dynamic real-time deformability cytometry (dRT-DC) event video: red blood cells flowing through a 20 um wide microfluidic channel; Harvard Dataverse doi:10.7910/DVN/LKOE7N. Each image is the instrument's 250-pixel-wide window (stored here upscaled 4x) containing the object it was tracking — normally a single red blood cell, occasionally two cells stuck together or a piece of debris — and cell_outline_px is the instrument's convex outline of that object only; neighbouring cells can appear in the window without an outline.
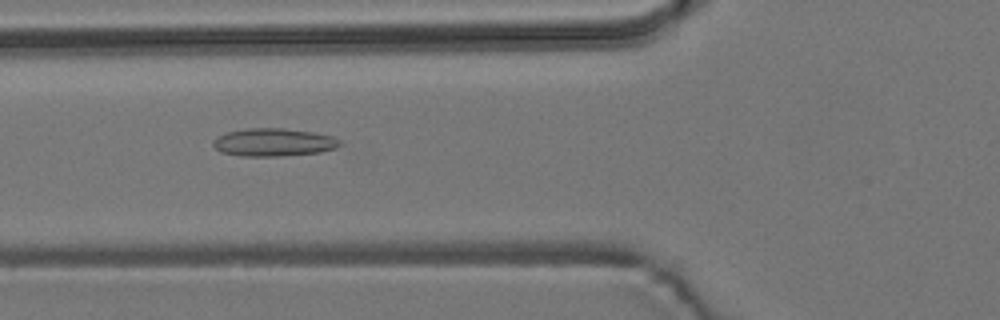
{"species": "common noctule bat (a hibernating species)", "species_latin": "Nyctalus noctula", "temperature_condition": "room temperature", "stored_images_in_passage": 44, "camera_frame_rate_fps": 3000, "um_per_image_px": 0.085, "animal": {"sex": "male", "body_mass_g": 19.2, "forearm_length_mm": 51.8}, "frame": {"image": 1, "passage_image": 10, "time_ms": 3.0, "image_size_px": [1000, 320], "cell_outline_px": [[344, 144], [336, 148], [320, 152], [280, 156], [240, 156], [220, 152], [212, 144], [212, 140], [228, 132], [244, 128], [284, 128], [312, 132], [332, 136], [340, 140]], "centroid_in_image_um": [23.27, 12.1], "position_along_channel_um": 102.5, "area_um2": 20.69}}
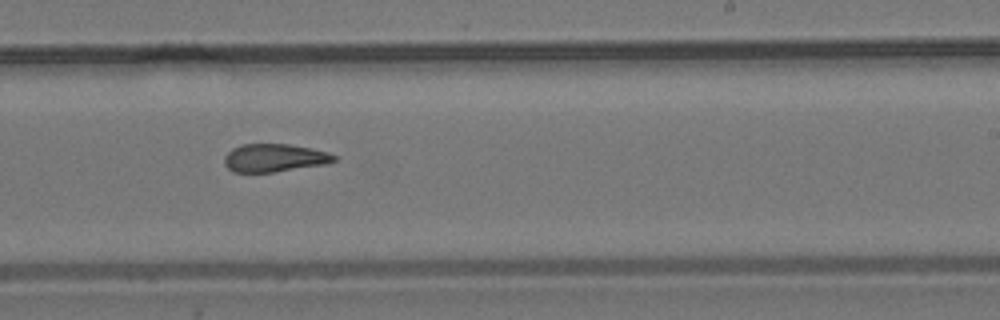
{"frame": {"image": 2, "passage_image": 23, "time_ms": 7.333, "image_size_px": [1000, 320], "cell_outline_px": [[336, 160], [328, 164], [272, 172], [232, 172], [224, 164], [224, 156], [232, 148], [240, 144], [288, 144], [312, 148], [328, 152], [336, 156]], "centroid_in_image_um": [23.32, 13.42], "position_along_channel_um": 265.7, "area_um2": 18.03}}
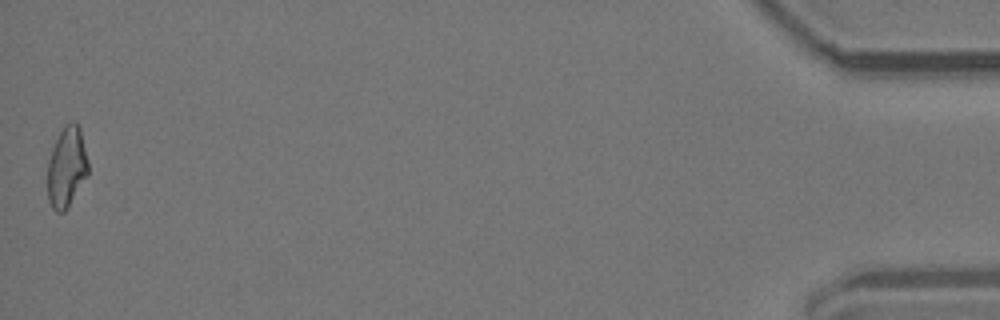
{"frame": {"image": 3, "passage_image": 44, "time_ms": 14.333, "image_size_px": [1000, 320], "cell_outline_px": [[88, 176], [68, 208], [64, 212], [56, 212], [52, 208], [48, 200], [48, 164], [52, 148], [64, 124], [72, 120], [76, 120], [80, 128], [88, 160]], "centroid_in_image_um": [5.69, 14.21], "position_along_channel_um": 429.5, "area_um2": 19.31}, "authors_computed_cell_mechanics": {"area_um2": 18.9873, "velocity_mm_per_s": 3.7638, "shape_relaxation_time_tau1_ms": null, "shape_relaxation_time_tau2_ms": 2.5171, "deformation_change_tau1": null, "deformation_change_tau2": 0.1203}}